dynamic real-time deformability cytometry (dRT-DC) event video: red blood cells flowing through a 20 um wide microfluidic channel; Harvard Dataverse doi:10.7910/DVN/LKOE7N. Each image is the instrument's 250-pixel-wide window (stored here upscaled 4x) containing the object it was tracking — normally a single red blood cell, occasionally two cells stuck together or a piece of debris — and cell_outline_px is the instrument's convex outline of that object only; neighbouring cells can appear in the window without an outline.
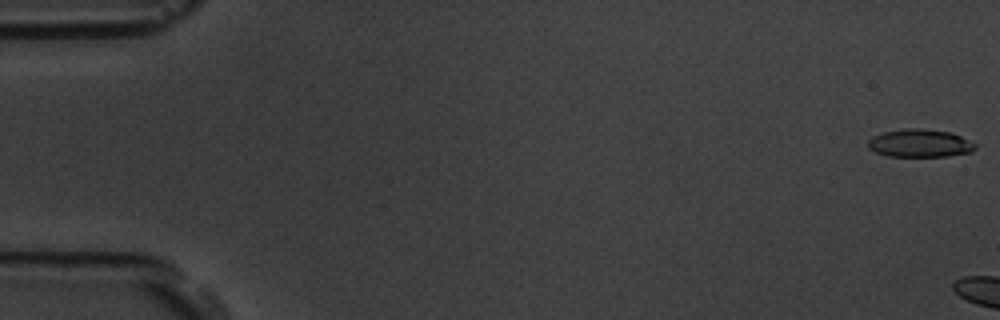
{"species": "common noctule bat (a hibernating species)", "species_latin": "Nyctalus noctula", "temperature_condition": "room temperature", "stored_images_in_passage": 3, "camera_frame_rate_fps": 3000, "um_per_image_px": 0.085, "animal": {"sex": "male", "body_mass_g": 19.5, "forearm_length_mm": 54.6}, "frame": {"image": 1, "passage_image": 1, "time_ms": 0.0, "image_size_px": [1000, 320], "cell_outline_px": [[976, 148], [972, 152], [948, 156], [888, 156], [876, 152], [868, 148], [868, 140], [872, 136], [884, 132], [904, 128], [920, 128], [952, 132], [976, 144]], "centroid_in_image_um": [78.19, 12.17], "position_along_channel_um": 6.8, "area_um2": 17.51}}